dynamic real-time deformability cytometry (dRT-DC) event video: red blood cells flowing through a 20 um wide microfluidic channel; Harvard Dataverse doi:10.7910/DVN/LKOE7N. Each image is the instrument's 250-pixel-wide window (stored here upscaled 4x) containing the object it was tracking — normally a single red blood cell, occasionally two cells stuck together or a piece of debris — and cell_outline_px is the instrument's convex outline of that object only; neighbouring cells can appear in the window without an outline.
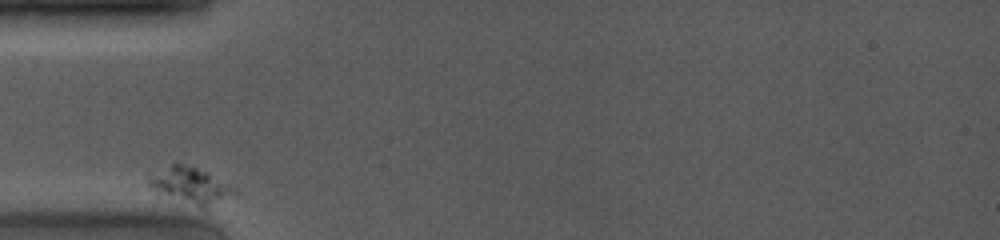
{"species": "common noctule bat (a hibernating species)", "species_latin": "Nyctalus noctula", "temperature_condition": "room temperature", "stored_images_in_passage": 17, "camera_frame_rate_fps": 4000, "um_per_image_px": 0.085, "animal": {"sex": "female", "body_mass_g": 19.0, "forearm_length_mm": 53.3}, "frame": {"image": 1, "passage_image": 1, "time_ms": 0.0, "image_size_px": [1000, 240], "cell_outline_px": [[240, 192], [236, 196], [204, 208], [200, 208], [148, 188], [148, 168], [172, 164], [180, 164], [196, 168], [208, 172], [236, 188]], "centroid_in_image_um": [16.15, 15.73], "position_along_channel_um": 68.9, "area_um2": 18.61}}
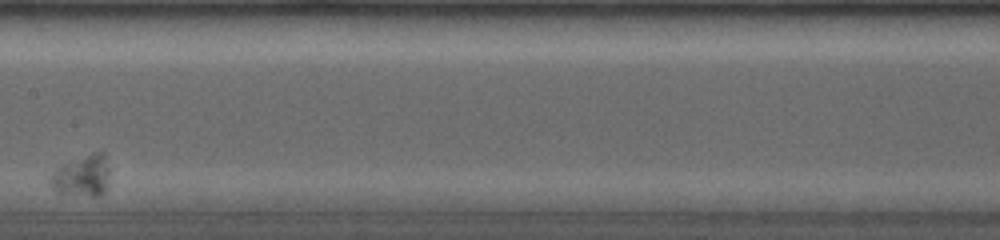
{"frame": {"image": 2, "passage_image": 8, "time_ms": 4.25, "image_size_px": [1000, 240], "cell_outline_px": [[108, 176], [104, 192], [100, 196], [92, 196], [60, 192], [48, 184], [48, 176], [60, 164], [92, 152], [104, 152], [108, 168]], "centroid_in_image_um": [6.94, 14.91], "position_along_channel_um": 200.5, "area_um2": 14.33}}
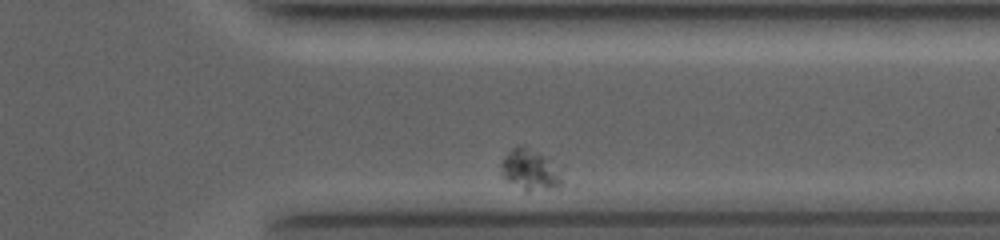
{"frame": {"image": 3, "passage_image": 16, "time_ms": 9.25, "image_size_px": [1000, 240], "cell_outline_px": [[564, 184], [560, 188], [528, 192], [508, 180], [504, 176], [504, 156], [512, 148], [524, 148], [544, 156]], "centroid_in_image_um": [45.07, 14.52], "position_along_channel_um": 366.3, "area_um2": 13.18}}